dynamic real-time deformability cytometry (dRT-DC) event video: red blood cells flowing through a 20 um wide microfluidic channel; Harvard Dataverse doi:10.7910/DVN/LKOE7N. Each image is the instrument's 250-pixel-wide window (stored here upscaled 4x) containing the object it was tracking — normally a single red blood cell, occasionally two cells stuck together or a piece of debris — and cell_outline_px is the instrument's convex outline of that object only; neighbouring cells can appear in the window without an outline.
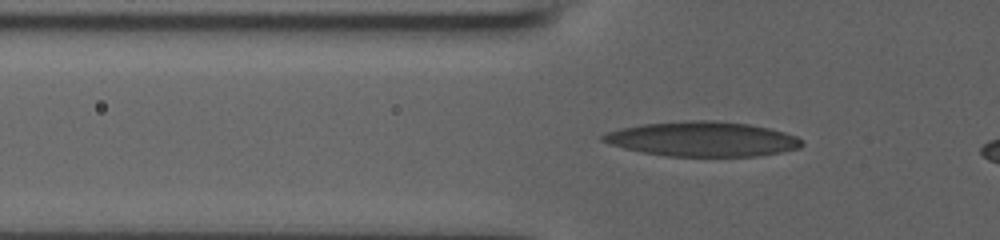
{"species": "human", "species_latin": "Homo sapiens", "temperature_condition": "room temperature", "stored_images_in_passage": 33, "camera_frame_rate_fps": 3000, "um_per_image_px": 0.085, "donor": {"sex": "male"}, "frame": {"image": 1, "passage_image": 2, "time_ms": 0.333, "image_size_px": [1000, 240], "cell_outline_px": [[804, 144], [800, 148], [780, 152], [756, 156], [668, 156], [644, 152], [624, 148], [600, 140], [600, 136], [608, 132], [620, 128], [644, 124], [692, 120], [716, 120], [748, 124], [768, 128], [784, 132], [796, 136]], "centroid_in_image_um": [59.72, 11.81], "position_along_channel_um": 66.1, "area_um2": 40.0}}
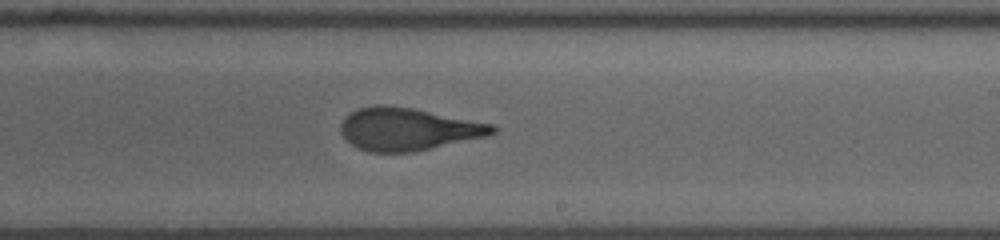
{"frame": {"image": 2, "passage_image": 17, "time_ms": 5.333, "image_size_px": [1000, 240], "cell_outline_px": [[496, 132], [488, 136], [416, 152], [368, 152], [356, 148], [340, 132], [340, 124], [344, 116], [360, 108], [376, 104], [380, 104], [412, 108], [496, 124]], "centroid_in_image_um": [34.7, 10.98], "position_along_channel_um": 254.3, "area_um2": 37.97}}
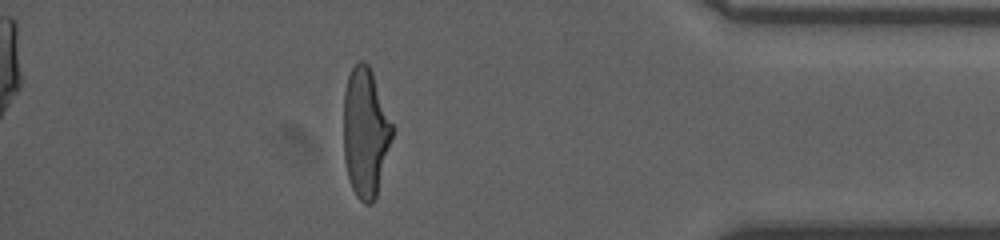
{"frame": {"image": 3, "passage_image": 31, "time_ms": 10.0, "image_size_px": [1000, 240], "cell_outline_px": [[396, 128], [376, 196], [372, 204], [364, 204], [356, 196], [352, 188], [348, 176], [344, 160], [344, 92], [348, 76], [352, 68], [360, 60], [364, 60], [368, 64], [372, 72]], "centroid_in_image_um": [31.09, 11.25], "position_along_channel_um": 404.1, "area_um2": 37.17}}